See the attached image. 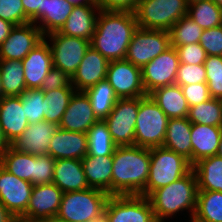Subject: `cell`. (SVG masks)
I'll list each match as a JSON object with an SVG mask.
<instances>
[{
    "label": "cell",
    "instance_id": "cell-1",
    "mask_svg": "<svg viewBox=\"0 0 222 222\" xmlns=\"http://www.w3.org/2000/svg\"><path fill=\"white\" fill-rule=\"evenodd\" d=\"M137 28L134 12L101 10L97 17L90 46L108 61L123 60Z\"/></svg>",
    "mask_w": 222,
    "mask_h": 222
},
{
    "label": "cell",
    "instance_id": "cell-2",
    "mask_svg": "<svg viewBox=\"0 0 222 222\" xmlns=\"http://www.w3.org/2000/svg\"><path fill=\"white\" fill-rule=\"evenodd\" d=\"M111 196L143 195L150 168V148L116 146L112 155Z\"/></svg>",
    "mask_w": 222,
    "mask_h": 222
},
{
    "label": "cell",
    "instance_id": "cell-3",
    "mask_svg": "<svg viewBox=\"0 0 222 222\" xmlns=\"http://www.w3.org/2000/svg\"><path fill=\"white\" fill-rule=\"evenodd\" d=\"M198 185L194 171L191 169L185 176L179 178L162 188L154 190L148 199L151 202L153 212L158 222L172 216H177L179 212L188 210L189 217L195 214L197 206Z\"/></svg>",
    "mask_w": 222,
    "mask_h": 222
},
{
    "label": "cell",
    "instance_id": "cell-4",
    "mask_svg": "<svg viewBox=\"0 0 222 222\" xmlns=\"http://www.w3.org/2000/svg\"><path fill=\"white\" fill-rule=\"evenodd\" d=\"M109 196L96 188L63 193L57 216L67 222H103Z\"/></svg>",
    "mask_w": 222,
    "mask_h": 222
},
{
    "label": "cell",
    "instance_id": "cell-5",
    "mask_svg": "<svg viewBox=\"0 0 222 222\" xmlns=\"http://www.w3.org/2000/svg\"><path fill=\"white\" fill-rule=\"evenodd\" d=\"M192 169L189 160L183 155L164 147L150 148V168L145 197L185 176Z\"/></svg>",
    "mask_w": 222,
    "mask_h": 222
},
{
    "label": "cell",
    "instance_id": "cell-6",
    "mask_svg": "<svg viewBox=\"0 0 222 222\" xmlns=\"http://www.w3.org/2000/svg\"><path fill=\"white\" fill-rule=\"evenodd\" d=\"M134 14L138 27L169 31L188 15V4L186 0H139Z\"/></svg>",
    "mask_w": 222,
    "mask_h": 222
},
{
    "label": "cell",
    "instance_id": "cell-7",
    "mask_svg": "<svg viewBox=\"0 0 222 222\" xmlns=\"http://www.w3.org/2000/svg\"><path fill=\"white\" fill-rule=\"evenodd\" d=\"M169 118L149 95L139 97L134 145L153 148L162 147Z\"/></svg>",
    "mask_w": 222,
    "mask_h": 222
},
{
    "label": "cell",
    "instance_id": "cell-8",
    "mask_svg": "<svg viewBox=\"0 0 222 222\" xmlns=\"http://www.w3.org/2000/svg\"><path fill=\"white\" fill-rule=\"evenodd\" d=\"M103 222H158L148 197L114 195L107 199Z\"/></svg>",
    "mask_w": 222,
    "mask_h": 222
},
{
    "label": "cell",
    "instance_id": "cell-9",
    "mask_svg": "<svg viewBox=\"0 0 222 222\" xmlns=\"http://www.w3.org/2000/svg\"><path fill=\"white\" fill-rule=\"evenodd\" d=\"M170 47L169 31L138 27L127 48L125 59L142 69Z\"/></svg>",
    "mask_w": 222,
    "mask_h": 222
},
{
    "label": "cell",
    "instance_id": "cell-10",
    "mask_svg": "<svg viewBox=\"0 0 222 222\" xmlns=\"http://www.w3.org/2000/svg\"><path fill=\"white\" fill-rule=\"evenodd\" d=\"M53 67L66 72L70 77L77 71L86 51L90 47V41L80 37H72L60 34L58 31L47 34Z\"/></svg>",
    "mask_w": 222,
    "mask_h": 222
},
{
    "label": "cell",
    "instance_id": "cell-11",
    "mask_svg": "<svg viewBox=\"0 0 222 222\" xmlns=\"http://www.w3.org/2000/svg\"><path fill=\"white\" fill-rule=\"evenodd\" d=\"M139 110V97L118 99L104 119L116 146H133L136 117Z\"/></svg>",
    "mask_w": 222,
    "mask_h": 222
},
{
    "label": "cell",
    "instance_id": "cell-12",
    "mask_svg": "<svg viewBox=\"0 0 222 222\" xmlns=\"http://www.w3.org/2000/svg\"><path fill=\"white\" fill-rule=\"evenodd\" d=\"M106 80L118 99L147 96L142 83L141 68L126 59L109 61Z\"/></svg>",
    "mask_w": 222,
    "mask_h": 222
},
{
    "label": "cell",
    "instance_id": "cell-13",
    "mask_svg": "<svg viewBox=\"0 0 222 222\" xmlns=\"http://www.w3.org/2000/svg\"><path fill=\"white\" fill-rule=\"evenodd\" d=\"M180 60L175 47H170L141 69L143 87L148 95L156 88L176 84Z\"/></svg>",
    "mask_w": 222,
    "mask_h": 222
},
{
    "label": "cell",
    "instance_id": "cell-14",
    "mask_svg": "<svg viewBox=\"0 0 222 222\" xmlns=\"http://www.w3.org/2000/svg\"><path fill=\"white\" fill-rule=\"evenodd\" d=\"M33 185L8 172L0 165V202L19 220L25 213Z\"/></svg>",
    "mask_w": 222,
    "mask_h": 222
},
{
    "label": "cell",
    "instance_id": "cell-15",
    "mask_svg": "<svg viewBox=\"0 0 222 222\" xmlns=\"http://www.w3.org/2000/svg\"><path fill=\"white\" fill-rule=\"evenodd\" d=\"M45 36L34 23L15 25L0 45V60H23L44 40Z\"/></svg>",
    "mask_w": 222,
    "mask_h": 222
},
{
    "label": "cell",
    "instance_id": "cell-16",
    "mask_svg": "<svg viewBox=\"0 0 222 222\" xmlns=\"http://www.w3.org/2000/svg\"><path fill=\"white\" fill-rule=\"evenodd\" d=\"M63 193L54 183L34 185L26 213L18 222H29L42 217L56 216Z\"/></svg>",
    "mask_w": 222,
    "mask_h": 222
},
{
    "label": "cell",
    "instance_id": "cell-17",
    "mask_svg": "<svg viewBox=\"0 0 222 222\" xmlns=\"http://www.w3.org/2000/svg\"><path fill=\"white\" fill-rule=\"evenodd\" d=\"M59 125L45 120L30 123L24 132L10 146L31 155L48 154L49 142Z\"/></svg>",
    "mask_w": 222,
    "mask_h": 222
},
{
    "label": "cell",
    "instance_id": "cell-18",
    "mask_svg": "<svg viewBox=\"0 0 222 222\" xmlns=\"http://www.w3.org/2000/svg\"><path fill=\"white\" fill-rule=\"evenodd\" d=\"M108 63L104 56L90 46L71 77L72 86L77 92H84L106 79Z\"/></svg>",
    "mask_w": 222,
    "mask_h": 222
},
{
    "label": "cell",
    "instance_id": "cell-19",
    "mask_svg": "<svg viewBox=\"0 0 222 222\" xmlns=\"http://www.w3.org/2000/svg\"><path fill=\"white\" fill-rule=\"evenodd\" d=\"M99 119L96 117L88 96L84 92H75L63 114L59 128L66 131L87 133Z\"/></svg>",
    "mask_w": 222,
    "mask_h": 222
},
{
    "label": "cell",
    "instance_id": "cell-20",
    "mask_svg": "<svg viewBox=\"0 0 222 222\" xmlns=\"http://www.w3.org/2000/svg\"><path fill=\"white\" fill-rule=\"evenodd\" d=\"M27 89H40L49 71L53 68L52 53L47 39L32 49L22 60Z\"/></svg>",
    "mask_w": 222,
    "mask_h": 222
},
{
    "label": "cell",
    "instance_id": "cell-21",
    "mask_svg": "<svg viewBox=\"0 0 222 222\" xmlns=\"http://www.w3.org/2000/svg\"><path fill=\"white\" fill-rule=\"evenodd\" d=\"M88 153L87 133L58 128L49 142L48 154L57 159H80Z\"/></svg>",
    "mask_w": 222,
    "mask_h": 222
},
{
    "label": "cell",
    "instance_id": "cell-22",
    "mask_svg": "<svg viewBox=\"0 0 222 222\" xmlns=\"http://www.w3.org/2000/svg\"><path fill=\"white\" fill-rule=\"evenodd\" d=\"M28 125L20 96H4L0 99V126L9 144L20 137Z\"/></svg>",
    "mask_w": 222,
    "mask_h": 222
},
{
    "label": "cell",
    "instance_id": "cell-23",
    "mask_svg": "<svg viewBox=\"0 0 222 222\" xmlns=\"http://www.w3.org/2000/svg\"><path fill=\"white\" fill-rule=\"evenodd\" d=\"M100 11L101 9L97 4L73 6L71 14L58 32L90 41L95 32L96 21Z\"/></svg>",
    "mask_w": 222,
    "mask_h": 222
},
{
    "label": "cell",
    "instance_id": "cell-24",
    "mask_svg": "<svg viewBox=\"0 0 222 222\" xmlns=\"http://www.w3.org/2000/svg\"><path fill=\"white\" fill-rule=\"evenodd\" d=\"M52 183L57 185L64 193L90 188L80 159L55 160Z\"/></svg>",
    "mask_w": 222,
    "mask_h": 222
},
{
    "label": "cell",
    "instance_id": "cell-25",
    "mask_svg": "<svg viewBox=\"0 0 222 222\" xmlns=\"http://www.w3.org/2000/svg\"><path fill=\"white\" fill-rule=\"evenodd\" d=\"M192 166L199 160L216 156L222 127L191 123Z\"/></svg>",
    "mask_w": 222,
    "mask_h": 222
},
{
    "label": "cell",
    "instance_id": "cell-26",
    "mask_svg": "<svg viewBox=\"0 0 222 222\" xmlns=\"http://www.w3.org/2000/svg\"><path fill=\"white\" fill-rule=\"evenodd\" d=\"M191 122L187 117L168 120L163 146L183 155L192 165Z\"/></svg>",
    "mask_w": 222,
    "mask_h": 222
},
{
    "label": "cell",
    "instance_id": "cell-27",
    "mask_svg": "<svg viewBox=\"0 0 222 222\" xmlns=\"http://www.w3.org/2000/svg\"><path fill=\"white\" fill-rule=\"evenodd\" d=\"M148 95L169 119L188 116L189 106L180 85L173 84L159 87Z\"/></svg>",
    "mask_w": 222,
    "mask_h": 222
},
{
    "label": "cell",
    "instance_id": "cell-28",
    "mask_svg": "<svg viewBox=\"0 0 222 222\" xmlns=\"http://www.w3.org/2000/svg\"><path fill=\"white\" fill-rule=\"evenodd\" d=\"M81 161L89 187L105 191L111 196L112 156L95 157L87 154Z\"/></svg>",
    "mask_w": 222,
    "mask_h": 222
},
{
    "label": "cell",
    "instance_id": "cell-29",
    "mask_svg": "<svg viewBox=\"0 0 222 222\" xmlns=\"http://www.w3.org/2000/svg\"><path fill=\"white\" fill-rule=\"evenodd\" d=\"M72 8L73 5L66 0H43L42 18L36 26L44 36L59 31L71 14Z\"/></svg>",
    "mask_w": 222,
    "mask_h": 222
},
{
    "label": "cell",
    "instance_id": "cell-30",
    "mask_svg": "<svg viewBox=\"0 0 222 222\" xmlns=\"http://www.w3.org/2000/svg\"><path fill=\"white\" fill-rule=\"evenodd\" d=\"M197 178L198 190L222 192V158L210 156L192 166Z\"/></svg>",
    "mask_w": 222,
    "mask_h": 222
},
{
    "label": "cell",
    "instance_id": "cell-31",
    "mask_svg": "<svg viewBox=\"0 0 222 222\" xmlns=\"http://www.w3.org/2000/svg\"><path fill=\"white\" fill-rule=\"evenodd\" d=\"M0 165L20 179H35V155L15 150L9 146L0 156Z\"/></svg>",
    "mask_w": 222,
    "mask_h": 222
},
{
    "label": "cell",
    "instance_id": "cell-32",
    "mask_svg": "<svg viewBox=\"0 0 222 222\" xmlns=\"http://www.w3.org/2000/svg\"><path fill=\"white\" fill-rule=\"evenodd\" d=\"M3 96H21L26 90L21 60H0Z\"/></svg>",
    "mask_w": 222,
    "mask_h": 222
},
{
    "label": "cell",
    "instance_id": "cell-33",
    "mask_svg": "<svg viewBox=\"0 0 222 222\" xmlns=\"http://www.w3.org/2000/svg\"><path fill=\"white\" fill-rule=\"evenodd\" d=\"M84 93L88 96L91 107L99 120H104L112 111L118 97L106 79L88 88Z\"/></svg>",
    "mask_w": 222,
    "mask_h": 222
},
{
    "label": "cell",
    "instance_id": "cell-34",
    "mask_svg": "<svg viewBox=\"0 0 222 222\" xmlns=\"http://www.w3.org/2000/svg\"><path fill=\"white\" fill-rule=\"evenodd\" d=\"M193 218L200 222H222V192L198 190Z\"/></svg>",
    "mask_w": 222,
    "mask_h": 222
},
{
    "label": "cell",
    "instance_id": "cell-35",
    "mask_svg": "<svg viewBox=\"0 0 222 222\" xmlns=\"http://www.w3.org/2000/svg\"><path fill=\"white\" fill-rule=\"evenodd\" d=\"M75 88H58L44 92V120L60 124Z\"/></svg>",
    "mask_w": 222,
    "mask_h": 222
},
{
    "label": "cell",
    "instance_id": "cell-36",
    "mask_svg": "<svg viewBox=\"0 0 222 222\" xmlns=\"http://www.w3.org/2000/svg\"><path fill=\"white\" fill-rule=\"evenodd\" d=\"M88 155L112 156L116 145L114 144L107 124L99 120L87 131Z\"/></svg>",
    "mask_w": 222,
    "mask_h": 222
},
{
    "label": "cell",
    "instance_id": "cell-37",
    "mask_svg": "<svg viewBox=\"0 0 222 222\" xmlns=\"http://www.w3.org/2000/svg\"><path fill=\"white\" fill-rule=\"evenodd\" d=\"M203 30L222 25V9L212 0H201L188 5V15Z\"/></svg>",
    "mask_w": 222,
    "mask_h": 222
},
{
    "label": "cell",
    "instance_id": "cell-38",
    "mask_svg": "<svg viewBox=\"0 0 222 222\" xmlns=\"http://www.w3.org/2000/svg\"><path fill=\"white\" fill-rule=\"evenodd\" d=\"M187 118L191 123L222 127V100L210 98L189 107Z\"/></svg>",
    "mask_w": 222,
    "mask_h": 222
},
{
    "label": "cell",
    "instance_id": "cell-39",
    "mask_svg": "<svg viewBox=\"0 0 222 222\" xmlns=\"http://www.w3.org/2000/svg\"><path fill=\"white\" fill-rule=\"evenodd\" d=\"M203 29L188 16L182 17L170 29L171 46L199 43Z\"/></svg>",
    "mask_w": 222,
    "mask_h": 222
},
{
    "label": "cell",
    "instance_id": "cell-40",
    "mask_svg": "<svg viewBox=\"0 0 222 222\" xmlns=\"http://www.w3.org/2000/svg\"><path fill=\"white\" fill-rule=\"evenodd\" d=\"M204 66L210 97L222 100V56L208 55Z\"/></svg>",
    "mask_w": 222,
    "mask_h": 222
},
{
    "label": "cell",
    "instance_id": "cell-41",
    "mask_svg": "<svg viewBox=\"0 0 222 222\" xmlns=\"http://www.w3.org/2000/svg\"><path fill=\"white\" fill-rule=\"evenodd\" d=\"M22 107L25 108L26 118L30 123L44 120V91L27 89L21 96Z\"/></svg>",
    "mask_w": 222,
    "mask_h": 222
},
{
    "label": "cell",
    "instance_id": "cell-42",
    "mask_svg": "<svg viewBox=\"0 0 222 222\" xmlns=\"http://www.w3.org/2000/svg\"><path fill=\"white\" fill-rule=\"evenodd\" d=\"M206 70L204 64L190 65L180 63L176 76V84L180 86L206 83Z\"/></svg>",
    "mask_w": 222,
    "mask_h": 222
},
{
    "label": "cell",
    "instance_id": "cell-43",
    "mask_svg": "<svg viewBox=\"0 0 222 222\" xmlns=\"http://www.w3.org/2000/svg\"><path fill=\"white\" fill-rule=\"evenodd\" d=\"M0 18L14 25L29 23L22 0H0Z\"/></svg>",
    "mask_w": 222,
    "mask_h": 222
},
{
    "label": "cell",
    "instance_id": "cell-44",
    "mask_svg": "<svg viewBox=\"0 0 222 222\" xmlns=\"http://www.w3.org/2000/svg\"><path fill=\"white\" fill-rule=\"evenodd\" d=\"M54 165L55 159L49 154L35 155V179L32 185L52 183Z\"/></svg>",
    "mask_w": 222,
    "mask_h": 222
},
{
    "label": "cell",
    "instance_id": "cell-45",
    "mask_svg": "<svg viewBox=\"0 0 222 222\" xmlns=\"http://www.w3.org/2000/svg\"><path fill=\"white\" fill-rule=\"evenodd\" d=\"M199 43L207 56H222V25L203 30Z\"/></svg>",
    "mask_w": 222,
    "mask_h": 222
},
{
    "label": "cell",
    "instance_id": "cell-46",
    "mask_svg": "<svg viewBox=\"0 0 222 222\" xmlns=\"http://www.w3.org/2000/svg\"><path fill=\"white\" fill-rule=\"evenodd\" d=\"M172 47H175L180 63L200 65L206 60L207 54L200 43Z\"/></svg>",
    "mask_w": 222,
    "mask_h": 222
},
{
    "label": "cell",
    "instance_id": "cell-47",
    "mask_svg": "<svg viewBox=\"0 0 222 222\" xmlns=\"http://www.w3.org/2000/svg\"><path fill=\"white\" fill-rule=\"evenodd\" d=\"M58 88H74L71 84V77L60 69L52 68L43 80L40 89L44 92Z\"/></svg>",
    "mask_w": 222,
    "mask_h": 222
},
{
    "label": "cell",
    "instance_id": "cell-48",
    "mask_svg": "<svg viewBox=\"0 0 222 222\" xmlns=\"http://www.w3.org/2000/svg\"><path fill=\"white\" fill-rule=\"evenodd\" d=\"M180 87L189 107L201 104L211 98L207 83L190 84Z\"/></svg>",
    "mask_w": 222,
    "mask_h": 222
},
{
    "label": "cell",
    "instance_id": "cell-49",
    "mask_svg": "<svg viewBox=\"0 0 222 222\" xmlns=\"http://www.w3.org/2000/svg\"><path fill=\"white\" fill-rule=\"evenodd\" d=\"M101 10L134 12L139 0H95Z\"/></svg>",
    "mask_w": 222,
    "mask_h": 222
},
{
    "label": "cell",
    "instance_id": "cell-50",
    "mask_svg": "<svg viewBox=\"0 0 222 222\" xmlns=\"http://www.w3.org/2000/svg\"><path fill=\"white\" fill-rule=\"evenodd\" d=\"M43 0H22L26 17L31 23L37 24L42 18Z\"/></svg>",
    "mask_w": 222,
    "mask_h": 222
},
{
    "label": "cell",
    "instance_id": "cell-51",
    "mask_svg": "<svg viewBox=\"0 0 222 222\" xmlns=\"http://www.w3.org/2000/svg\"><path fill=\"white\" fill-rule=\"evenodd\" d=\"M15 25L0 18V45L7 39Z\"/></svg>",
    "mask_w": 222,
    "mask_h": 222
},
{
    "label": "cell",
    "instance_id": "cell-52",
    "mask_svg": "<svg viewBox=\"0 0 222 222\" xmlns=\"http://www.w3.org/2000/svg\"><path fill=\"white\" fill-rule=\"evenodd\" d=\"M0 222H18V220L0 202Z\"/></svg>",
    "mask_w": 222,
    "mask_h": 222
},
{
    "label": "cell",
    "instance_id": "cell-53",
    "mask_svg": "<svg viewBox=\"0 0 222 222\" xmlns=\"http://www.w3.org/2000/svg\"><path fill=\"white\" fill-rule=\"evenodd\" d=\"M29 222H67V221L63 220L62 218L56 215V216H49V217H42V218L34 219Z\"/></svg>",
    "mask_w": 222,
    "mask_h": 222
},
{
    "label": "cell",
    "instance_id": "cell-54",
    "mask_svg": "<svg viewBox=\"0 0 222 222\" xmlns=\"http://www.w3.org/2000/svg\"><path fill=\"white\" fill-rule=\"evenodd\" d=\"M10 146L0 126V156Z\"/></svg>",
    "mask_w": 222,
    "mask_h": 222
},
{
    "label": "cell",
    "instance_id": "cell-55",
    "mask_svg": "<svg viewBox=\"0 0 222 222\" xmlns=\"http://www.w3.org/2000/svg\"><path fill=\"white\" fill-rule=\"evenodd\" d=\"M68 3L72 4L73 6L77 5H87V4H97L95 0H66Z\"/></svg>",
    "mask_w": 222,
    "mask_h": 222
},
{
    "label": "cell",
    "instance_id": "cell-56",
    "mask_svg": "<svg viewBox=\"0 0 222 222\" xmlns=\"http://www.w3.org/2000/svg\"><path fill=\"white\" fill-rule=\"evenodd\" d=\"M217 156L222 158V136L220 139V143H219V148H218V152H217Z\"/></svg>",
    "mask_w": 222,
    "mask_h": 222
},
{
    "label": "cell",
    "instance_id": "cell-57",
    "mask_svg": "<svg viewBox=\"0 0 222 222\" xmlns=\"http://www.w3.org/2000/svg\"><path fill=\"white\" fill-rule=\"evenodd\" d=\"M212 1L222 9V0H212Z\"/></svg>",
    "mask_w": 222,
    "mask_h": 222
},
{
    "label": "cell",
    "instance_id": "cell-58",
    "mask_svg": "<svg viewBox=\"0 0 222 222\" xmlns=\"http://www.w3.org/2000/svg\"><path fill=\"white\" fill-rule=\"evenodd\" d=\"M3 91H2V82H1V72H0V99L3 98Z\"/></svg>",
    "mask_w": 222,
    "mask_h": 222
},
{
    "label": "cell",
    "instance_id": "cell-59",
    "mask_svg": "<svg viewBox=\"0 0 222 222\" xmlns=\"http://www.w3.org/2000/svg\"><path fill=\"white\" fill-rule=\"evenodd\" d=\"M197 1H201V0H186L187 4L190 5L194 2H197Z\"/></svg>",
    "mask_w": 222,
    "mask_h": 222
},
{
    "label": "cell",
    "instance_id": "cell-60",
    "mask_svg": "<svg viewBox=\"0 0 222 222\" xmlns=\"http://www.w3.org/2000/svg\"><path fill=\"white\" fill-rule=\"evenodd\" d=\"M189 222H200V221H198L192 217V218H190Z\"/></svg>",
    "mask_w": 222,
    "mask_h": 222
}]
</instances>
